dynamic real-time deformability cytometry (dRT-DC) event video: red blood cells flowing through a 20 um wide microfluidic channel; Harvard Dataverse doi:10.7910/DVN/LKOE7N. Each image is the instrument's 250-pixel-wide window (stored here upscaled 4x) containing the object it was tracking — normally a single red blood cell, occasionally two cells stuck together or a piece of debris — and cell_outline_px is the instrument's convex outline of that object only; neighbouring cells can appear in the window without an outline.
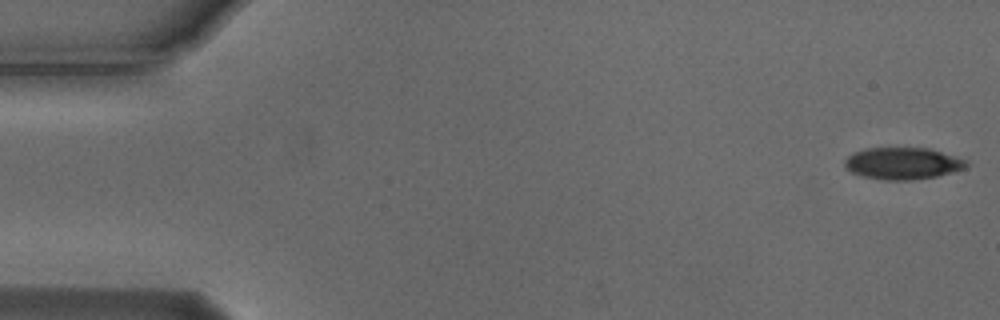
{"species": "Egyptian fruit bat (a non-hibernating species)", "species_latin": "Rousettus aegyptiacus", "temperature_condition": "cold", "stored_images_in_passage": 54, "camera_frame_rate_fps": 3000, "um_per_image_px": 0.085, "animal": {"sex": "male"}, "frame": {"image": 1, "passage_image": 1, "time_ms": 0.0, "image_size_px": [1000, 320], "cell_outline_px": [[968, 164], [964, 168], [952, 172], [936, 176], [912, 180], [884, 180], [864, 176], [852, 172], [844, 168], [844, 160], [852, 152], [868, 148], [928, 148], [956, 156], [968, 160]], "centroid_in_image_um": [76.71, 13.88], "position_along_channel_um": 8.3, "area_um2": 22.6}}
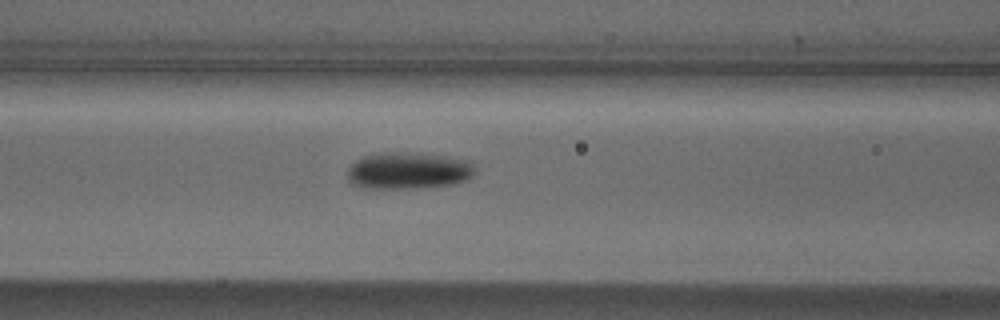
{"frame": {"image": 2, "passage_image": 22, "time_ms": 7.0, "image_size_px": [1000, 320], "cell_outline_px": [[476, 172], [468, 180], [452, 184], [424, 188], [372, 188], [352, 184], [348, 180], [348, 168], [356, 160], [364, 156], [376, 152], [416, 152], [444, 156], [464, 160], [472, 164]], "centroid_in_image_um": [34.7, 14.5], "position_along_channel_um": 131.9, "area_um2": 27.51}}
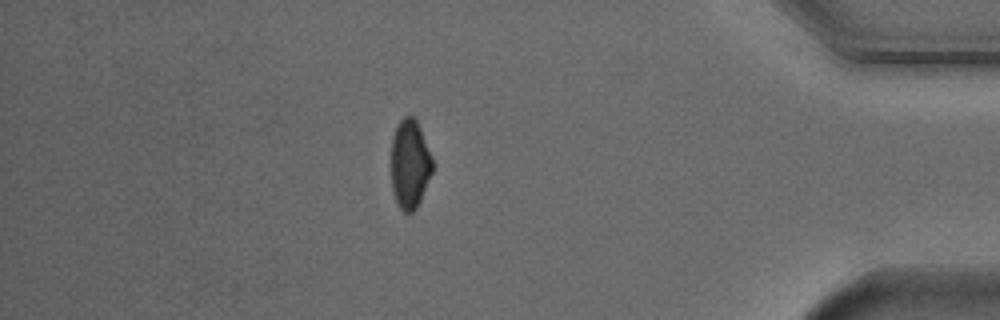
{"frame": {"image": 3, "passage_image": 47, "time_ms": 15.333, "image_size_px": [1000, 320], "cell_outline_px": [[432, 172], [420, 200], [416, 208], [412, 212], [404, 212], [400, 208], [392, 192], [392, 136], [400, 120], [404, 116], [412, 116], [416, 120], [420, 128], [432, 156]], "centroid_in_image_um": [34.83, 13.94], "position_along_channel_um": 400.4, "area_um2": 21.15}, "authors_computed_cell_mechanics": {"area_um2": 24.3338, "velocity_mm_per_s": 3.7296, "shape_relaxation_time_tau1_ms": 1.7816, "shape_relaxation_time_tau2_ms": null, "deformation_change_tau1": 0.1118, "deformation_change_tau2": null}}